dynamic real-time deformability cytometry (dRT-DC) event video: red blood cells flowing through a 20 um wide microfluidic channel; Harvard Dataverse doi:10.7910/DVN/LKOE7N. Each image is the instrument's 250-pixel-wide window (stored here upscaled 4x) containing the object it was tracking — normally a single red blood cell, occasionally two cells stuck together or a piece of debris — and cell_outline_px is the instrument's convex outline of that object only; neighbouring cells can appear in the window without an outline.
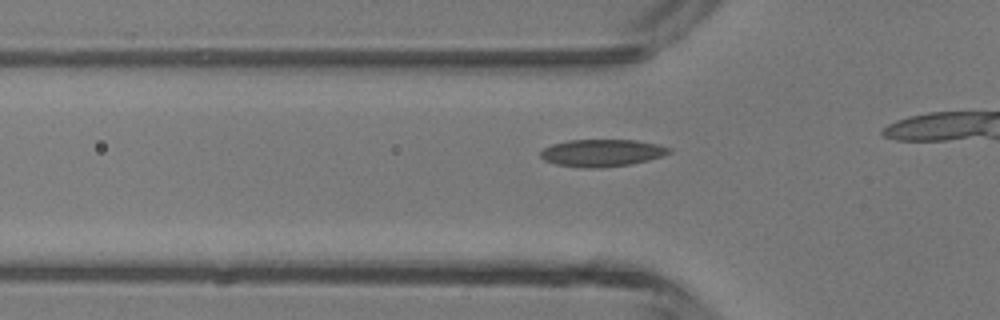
{"species": "common noctule bat (a hibernating species)", "species_latin": "Nyctalus noctula", "temperature_condition": "room temperature", "stored_images_in_passage": 10, "camera_frame_rate_fps": 3000, "um_per_image_px": 0.085, "animal": {"sex": "male", "body_mass_g": 13.3}, "frame": {"image": 1, "passage_image": 5, "time_ms": 1.333, "image_size_px": [1000, 320], "cell_outline_px": [[672, 152], [648, 160], [628, 164], [600, 168], [588, 168], [556, 164], [544, 160], [540, 156], [540, 152], [544, 148], [552, 144], [568, 140], [636, 140], [660, 144], [672, 148]], "centroid_in_image_um": [51.17, 12.98], "position_along_channel_um": 74.6, "area_um2": 20.35}}
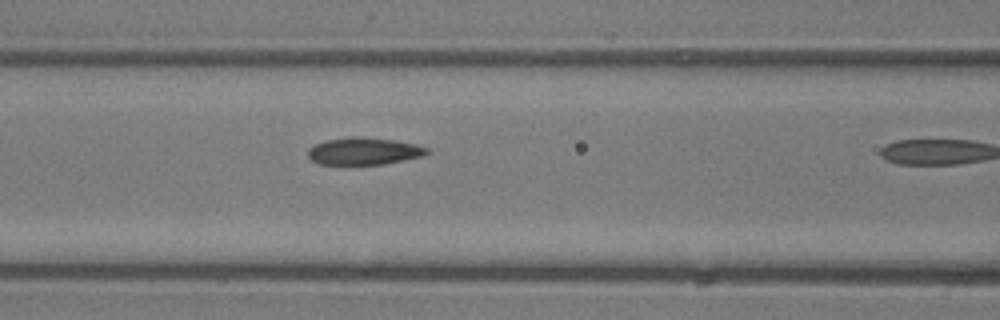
{"frame": {"image": 2, "passage_image": 9, "time_ms": 2.667, "image_size_px": [1000, 320], "cell_outline_px": [[428, 152], [424, 156], [384, 164], [320, 164], [312, 160], [308, 156], [308, 148], [324, 140], [352, 136], [360, 136], [396, 140], [416, 144], [428, 148]], "centroid_in_image_um": [30.94, 12.83], "position_along_channel_um": 135.7, "area_um2": 18.96}}